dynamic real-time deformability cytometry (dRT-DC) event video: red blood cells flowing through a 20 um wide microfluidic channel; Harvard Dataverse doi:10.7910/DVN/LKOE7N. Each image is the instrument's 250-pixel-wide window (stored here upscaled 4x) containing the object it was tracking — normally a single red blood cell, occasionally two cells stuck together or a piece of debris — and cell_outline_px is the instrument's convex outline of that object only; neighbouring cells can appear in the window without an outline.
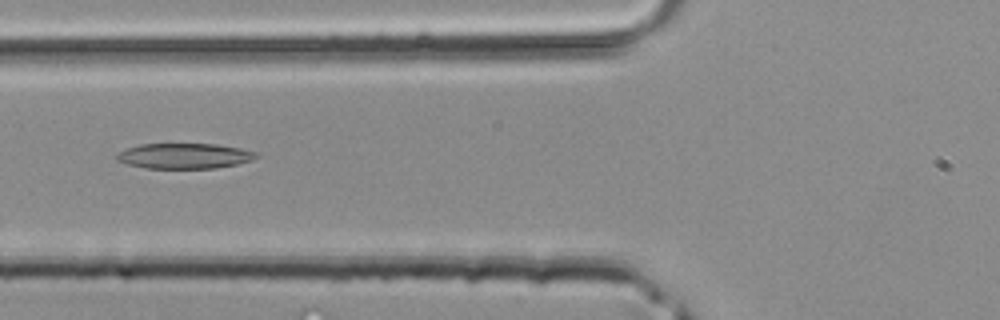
{"species": "common noctule bat (a hibernating species)", "species_latin": "Nyctalus noctula", "temperature_condition": "room temperature", "stored_images_in_passage": 34, "camera_frame_rate_fps": 3000, "um_per_image_px": 0.085, "animal": {"sex": "male", "body_mass_g": 20.4}, "frame": {"image": 1, "passage_image": 9, "time_ms": 2.667, "image_size_px": [1000, 320], "cell_outline_px": [[260, 156], [252, 160], [236, 164], [216, 168], [144, 168], [128, 164], [116, 160], [116, 152], [140, 144], [216, 144], [240, 148], [256, 152]], "centroid_in_image_um": [15.66, 13.25], "position_along_channel_um": 110.1, "area_um2": 20.63}}
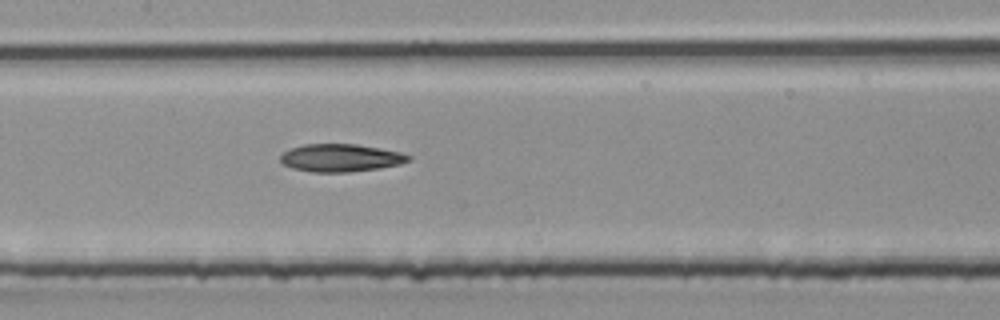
{"frame": {"image": 2, "passage_image": 13, "time_ms": 4.0, "image_size_px": [1000, 320], "cell_outline_px": [[412, 160], [400, 164], [376, 168], [348, 172], [312, 172], [292, 168], [284, 164], [280, 160], [280, 156], [288, 148], [304, 144], [356, 144], [380, 148], [400, 152], [412, 156]], "centroid_in_image_um": [28.95, 13.41], "position_along_channel_um": 178.5, "area_um2": 20.69}}
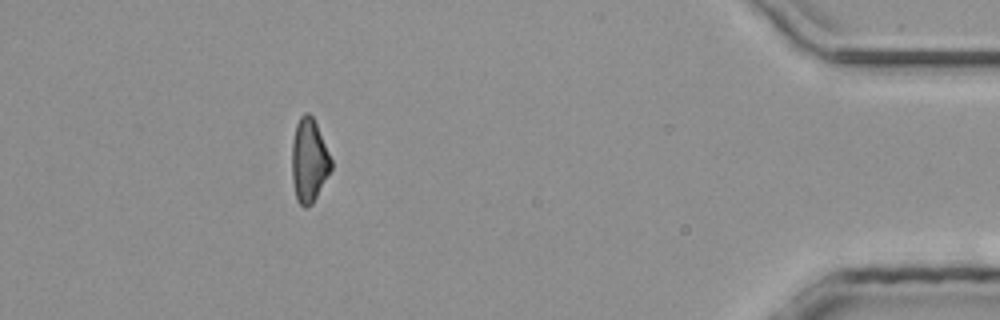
{"frame": {"image": 3, "passage_image": 30, "time_ms": 9.667, "image_size_px": [1000, 320], "cell_outline_px": [[332, 168], [328, 176], [312, 204], [308, 208], [304, 208], [296, 200], [292, 180], [292, 140], [296, 124], [300, 116], [304, 112], [308, 112], [312, 116], [316, 124], [332, 160]], "centroid_in_image_um": [26.25, 13.66], "position_along_channel_um": 408.9, "area_um2": 19.19}}